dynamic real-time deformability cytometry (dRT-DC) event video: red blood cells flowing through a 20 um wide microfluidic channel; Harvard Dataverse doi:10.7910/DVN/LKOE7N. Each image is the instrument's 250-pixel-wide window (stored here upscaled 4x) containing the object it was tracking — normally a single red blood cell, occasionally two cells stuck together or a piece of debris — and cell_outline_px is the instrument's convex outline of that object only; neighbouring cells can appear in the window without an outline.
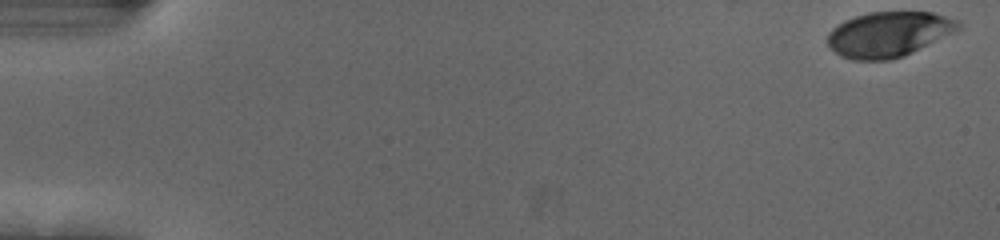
{"species": "human", "species_latin": "Homo sapiens", "temperature_condition": "cold", "stored_images_in_passage": 55, "camera_frame_rate_fps": 3000, "um_per_image_px": 0.085, "donor": {"sex": "female"}, "frame": {"image": 1, "passage_image": 1, "time_ms": 0.0, "image_size_px": [1000, 240], "cell_outline_px": [[964, 24], [960, 28], [904, 56], [888, 60], [852, 60], [840, 56], [828, 44], [828, 32], [832, 28], [844, 20], [868, 12], [932, 12], [960, 20]], "centroid_in_image_um": [75.53, 2.9], "position_along_channel_um": 9.5, "area_um2": 34.28}}
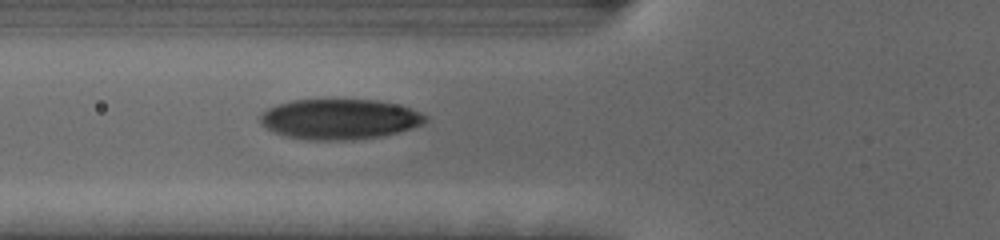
{"frame": {"image": 2, "passage_image": 21, "time_ms": 6.667, "image_size_px": [1000, 240], "cell_outline_px": [[428, 120], [424, 124], [384, 136], [352, 140], [308, 140], [288, 136], [276, 132], [260, 124], [260, 116], [268, 108], [292, 100], [376, 100], [396, 104], [420, 112], [428, 116]], "centroid_in_image_um": [28.9, 10.13], "position_along_channel_um": 96.9, "area_um2": 38.61}}
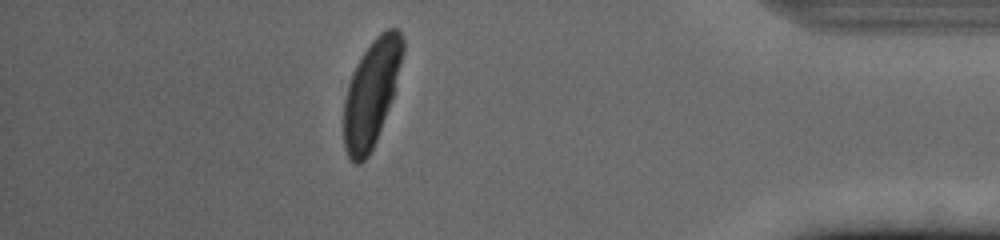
{"frame": {"image": 3, "passage_image": 49, "time_ms": 16.0, "image_size_px": [1000, 240], "cell_outline_px": [[404, 52], [392, 96], [388, 108], [376, 140], [368, 156], [360, 164], [356, 164], [348, 156], [344, 144], [344, 100], [348, 84], [352, 72], [356, 64], [372, 40], [380, 32], [388, 28], [396, 28], [404, 36]], "centroid_in_image_um": [31.56, 7.87], "position_along_channel_um": 403.6, "area_um2": 36.07}, "authors_computed_cell_mechanics": {"area_um2": 36.125, "velocity_mm_per_s": 3.685, "shape_relaxation_time_tau1_ms": 2.6707, "shape_relaxation_time_tau2_ms": null, "deformation_change_tau1": 0.1704, "deformation_change_tau2": null}}